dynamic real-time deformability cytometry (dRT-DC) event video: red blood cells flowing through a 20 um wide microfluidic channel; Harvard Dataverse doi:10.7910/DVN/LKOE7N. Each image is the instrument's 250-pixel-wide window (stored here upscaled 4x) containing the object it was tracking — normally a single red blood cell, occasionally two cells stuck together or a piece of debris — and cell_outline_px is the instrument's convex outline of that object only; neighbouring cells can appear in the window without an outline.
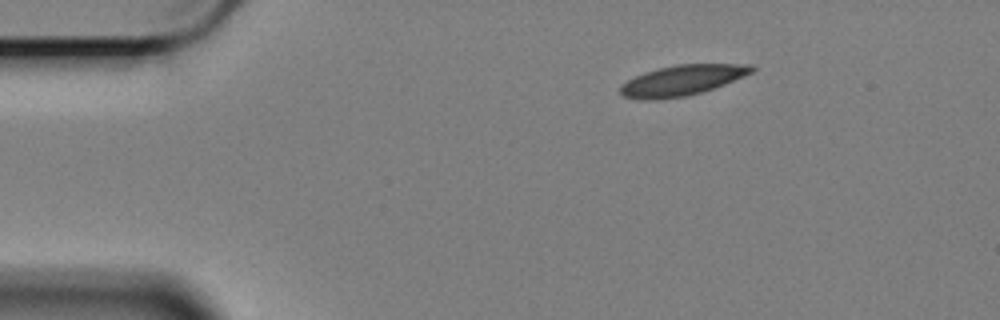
{"species": "Egyptian fruit bat (a non-hibernating species)", "species_latin": "Rousettus aegyptiacus", "temperature_condition": "cold", "stored_images_in_passage": 51, "camera_frame_rate_fps": 3000, "um_per_image_px": 0.085, "animal": {"sex": "female"}, "frame": {"image": 1, "passage_image": 1, "time_ms": 0.0, "image_size_px": [1000, 320], "cell_outline_px": [[756, 68], [752, 72], [744, 76], [724, 84], [700, 92], [684, 96], [648, 100], [644, 100], [624, 96], [620, 92], [620, 84], [644, 72], [676, 64], [752, 64]], "centroid_in_image_um": [57.98, 6.81], "position_along_channel_um": 27.0, "area_um2": 22.95}}
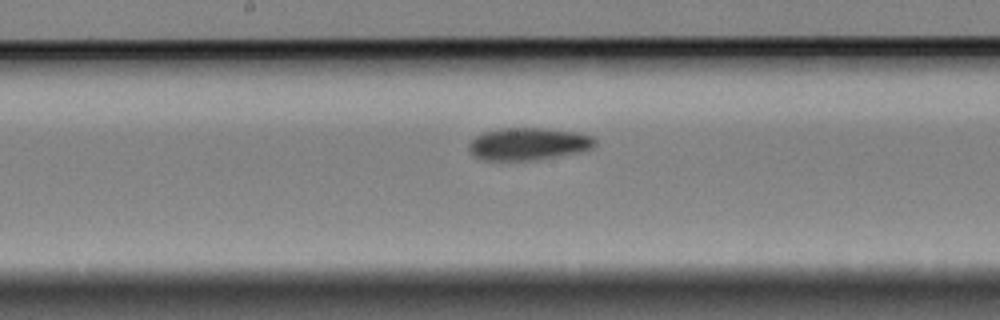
{"frame": {"image": 2, "passage_image": 22, "time_ms": 7.0, "image_size_px": [1000, 320], "cell_outline_px": [[596, 144], [592, 148], [580, 152], [556, 156], [528, 160], [484, 160], [476, 156], [468, 148], [468, 144], [476, 136], [484, 132], [500, 128], [548, 128], [580, 132], [592, 136], [596, 140]], "centroid_in_image_um": [44.95, 12.21], "position_along_channel_um": 203.3, "area_um2": 23.76}}
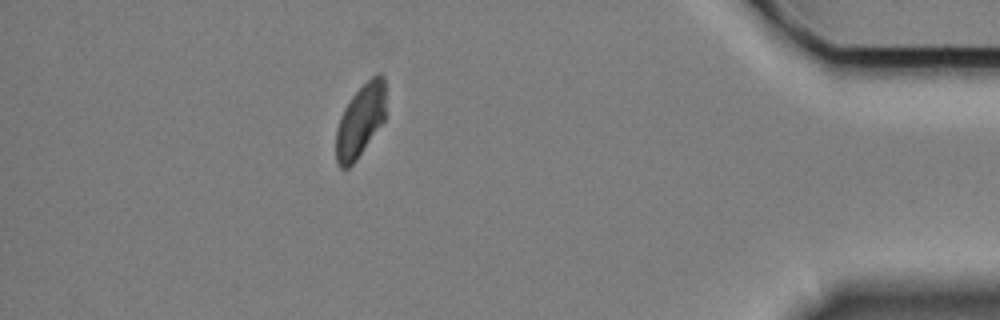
{"frame": {"image": 3, "passage_image": 44, "time_ms": 14.333, "image_size_px": [1000, 320], "cell_outline_px": [[384, 120], [356, 160], [348, 168], [340, 168], [336, 164], [336, 132], [344, 108], [352, 96], [376, 72], [380, 72], [384, 76]], "centroid_in_image_um": [30.62, 10.26], "position_along_channel_um": 404.6, "area_um2": 20.69}, "authors_computed_cell_mechanics": {"area_um2": 23.1778, "velocity_mm_per_s": 3.3597, "shape_relaxation_time_tau1_ms": 5.5477, "shape_relaxation_time_tau2_ms": 8.5955, "deformation_change_tau1": 0.1302, "deformation_change_tau2": 0.1127}}